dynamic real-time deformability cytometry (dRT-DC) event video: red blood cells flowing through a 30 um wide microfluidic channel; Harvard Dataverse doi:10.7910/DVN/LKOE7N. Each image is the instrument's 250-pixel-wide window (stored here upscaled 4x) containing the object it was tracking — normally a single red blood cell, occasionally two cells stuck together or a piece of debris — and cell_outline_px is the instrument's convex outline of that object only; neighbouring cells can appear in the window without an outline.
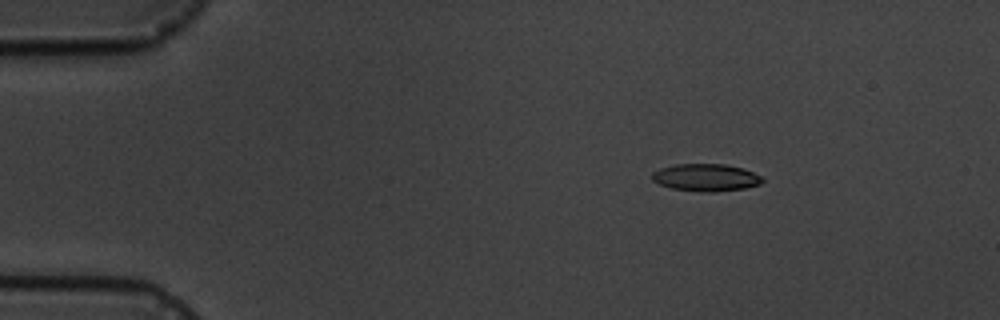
{"species": "common noctule bat (a hibernating species)", "species_latin": "Nyctalus noctula", "temperature_condition": "cold", "stored_images_in_passage": 11, "camera_frame_rate_fps": 3000, "um_per_image_px": 0.085, "animal": {"sex": "male", "body_mass_g": 19.5, "forearm_length_mm": 54.6}, "frame": {"image": 1, "passage_image": 2, "time_ms": 1.333, "image_size_px": [1000, 320], "cell_outline_px": [[764, 180], [760, 184], [744, 188], [712, 192], [704, 192], [672, 188], [660, 184], [652, 180], [652, 172], [660, 168], [676, 164], [724, 164], [744, 168], [760, 176]], "centroid_in_image_um": [59.99, 15.08], "position_along_channel_um": 25.0, "area_um2": 17.46}}
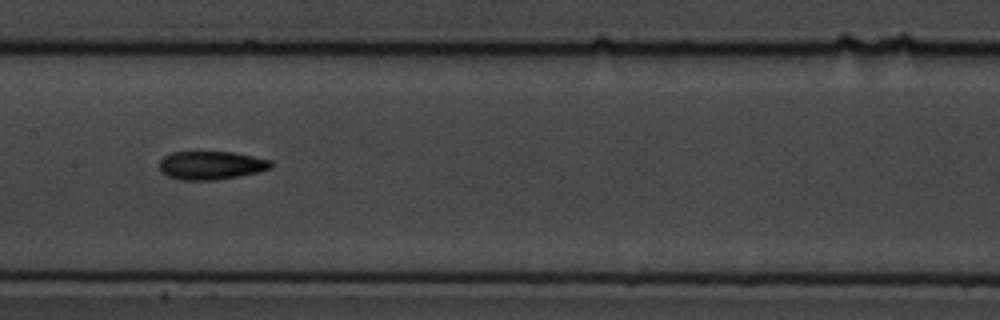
{"frame": {"image": 2, "passage_image": 7, "time_ms": 8.0, "image_size_px": [1000, 320], "cell_outline_px": [[272, 168], [240, 176], [216, 180], [180, 180], [168, 176], [160, 168], [160, 160], [164, 156], [172, 152], [232, 152], [272, 160]], "centroid_in_image_um": [17.96, 14.05], "position_along_channel_um": 189.4, "area_um2": 18.38}}
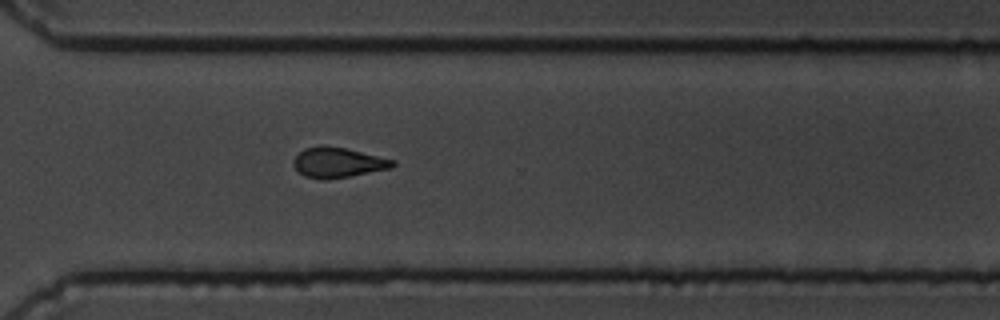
{"frame": {"image": 3, "passage_image": 11, "time_ms": 12.333, "image_size_px": [1000, 320], "cell_outline_px": [[396, 164], [392, 168], [328, 180], [320, 180], [304, 176], [292, 164], [292, 160], [304, 148], [320, 144], [344, 148], [396, 160]], "centroid_in_image_um": [28.7, 13.81], "position_along_channel_um": 341.9, "area_um2": 17.57}}